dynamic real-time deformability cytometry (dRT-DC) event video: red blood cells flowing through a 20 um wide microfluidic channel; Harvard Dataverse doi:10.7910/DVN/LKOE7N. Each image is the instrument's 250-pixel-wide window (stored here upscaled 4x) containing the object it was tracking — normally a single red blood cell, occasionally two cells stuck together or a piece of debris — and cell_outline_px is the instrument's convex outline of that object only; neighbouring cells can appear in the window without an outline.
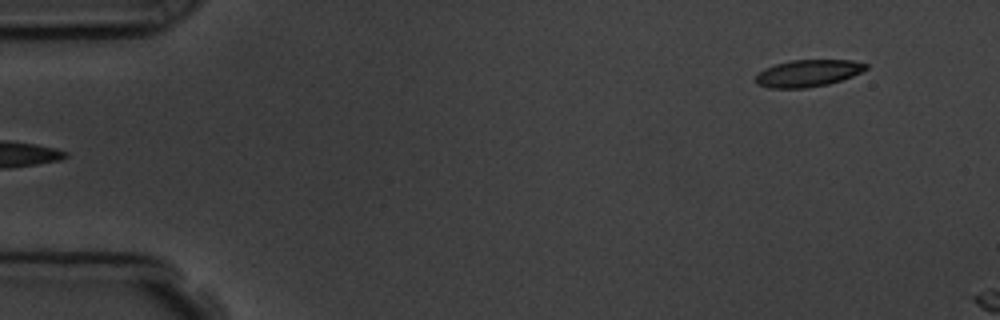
{"species": "common noctule bat (a hibernating species)", "species_latin": "Nyctalus noctula", "temperature_condition": "room temperature", "stored_images_in_passage": 3, "segment_of_instrument_passage": [2, 2], "camera_frame_rate_fps": 3000, "um_per_image_px": 0.085, "animal": {"sex": "male", "body_mass_g": 19.5, "forearm_length_mm": 54.6}, "frame": {"image": 1, "passage_image": 3, "time_ms": 2.333, "image_size_px": [1000, 320], "cell_outline_px": [[868, 68], [852, 76], [828, 84], [804, 88], [768, 88], [756, 84], [756, 76], [764, 68], [776, 64], [792, 60], [852, 60], [868, 64]], "centroid_in_image_um": [68.67, 6.22], "position_along_channel_um": 16.3, "area_um2": 17.22}}